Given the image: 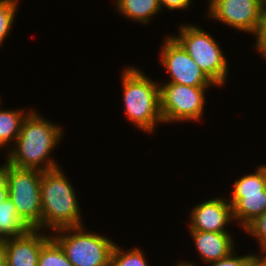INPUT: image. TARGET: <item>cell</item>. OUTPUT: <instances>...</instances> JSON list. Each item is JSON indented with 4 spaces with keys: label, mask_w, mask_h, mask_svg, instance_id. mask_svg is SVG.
<instances>
[{
    "label": "cell",
    "mask_w": 266,
    "mask_h": 266,
    "mask_svg": "<svg viewBox=\"0 0 266 266\" xmlns=\"http://www.w3.org/2000/svg\"><path fill=\"white\" fill-rule=\"evenodd\" d=\"M38 266H73L59 243L51 237L41 248Z\"/></svg>",
    "instance_id": "cell-17"
},
{
    "label": "cell",
    "mask_w": 266,
    "mask_h": 266,
    "mask_svg": "<svg viewBox=\"0 0 266 266\" xmlns=\"http://www.w3.org/2000/svg\"><path fill=\"white\" fill-rule=\"evenodd\" d=\"M71 184L60 167L42 172V232L47 228L55 231L83 226L78 199Z\"/></svg>",
    "instance_id": "cell-2"
},
{
    "label": "cell",
    "mask_w": 266,
    "mask_h": 266,
    "mask_svg": "<svg viewBox=\"0 0 266 266\" xmlns=\"http://www.w3.org/2000/svg\"><path fill=\"white\" fill-rule=\"evenodd\" d=\"M161 8L167 10H184L190 7L192 0H159Z\"/></svg>",
    "instance_id": "cell-23"
},
{
    "label": "cell",
    "mask_w": 266,
    "mask_h": 266,
    "mask_svg": "<svg viewBox=\"0 0 266 266\" xmlns=\"http://www.w3.org/2000/svg\"><path fill=\"white\" fill-rule=\"evenodd\" d=\"M29 112L30 110L25 113L24 109H0V148L8 145L10 149V142L14 140V143L19 136L22 122Z\"/></svg>",
    "instance_id": "cell-16"
},
{
    "label": "cell",
    "mask_w": 266,
    "mask_h": 266,
    "mask_svg": "<svg viewBox=\"0 0 266 266\" xmlns=\"http://www.w3.org/2000/svg\"><path fill=\"white\" fill-rule=\"evenodd\" d=\"M190 215L189 231L229 232L226 227L234 221L232 205L222 197L195 205Z\"/></svg>",
    "instance_id": "cell-11"
},
{
    "label": "cell",
    "mask_w": 266,
    "mask_h": 266,
    "mask_svg": "<svg viewBox=\"0 0 266 266\" xmlns=\"http://www.w3.org/2000/svg\"><path fill=\"white\" fill-rule=\"evenodd\" d=\"M200 258L206 264L216 262L234 251L235 241L229 232L190 231Z\"/></svg>",
    "instance_id": "cell-13"
},
{
    "label": "cell",
    "mask_w": 266,
    "mask_h": 266,
    "mask_svg": "<svg viewBox=\"0 0 266 266\" xmlns=\"http://www.w3.org/2000/svg\"><path fill=\"white\" fill-rule=\"evenodd\" d=\"M260 248V255L255 254L256 257L266 259V241L259 247Z\"/></svg>",
    "instance_id": "cell-27"
},
{
    "label": "cell",
    "mask_w": 266,
    "mask_h": 266,
    "mask_svg": "<svg viewBox=\"0 0 266 266\" xmlns=\"http://www.w3.org/2000/svg\"><path fill=\"white\" fill-rule=\"evenodd\" d=\"M178 31L179 35L172 37L217 87H223L227 82L228 63L216 39L192 24H181Z\"/></svg>",
    "instance_id": "cell-5"
},
{
    "label": "cell",
    "mask_w": 266,
    "mask_h": 266,
    "mask_svg": "<svg viewBox=\"0 0 266 266\" xmlns=\"http://www.w3.org/2000/svg\"><path fill=\"white\" fill-rule=\"evenodd\" d=\"M62 128L32 110L24 118L13 148L7 152L6 162L12 166L37 169L42 172L57 168L50 157L62 138Z\"/></svg>",
    "instance_id": "cell-1"
},
{
    "label": "cell",
    "mask_w": 266,
    "mask_h": 266,
    "mask_svg": "<svg viewBox=\"0 0 266 266\" xmlns=\"http://www.w3.org/2000/svg\"><path fill=\"white\" fill-rule=\"evenodd\" d=\"M9 198V187L5 177L0 173V204Z\"/></svg>",
    "instance_id": "cell-24"
},
{
    "label": "cell",
    "mask_w": 266,
    "mask_h": 266,
    "mask_svg": "<svg viewBox=\"0 0 266 266\" xmlns=\"http://www.w3.org/2000/svg\"><path fill=\"white\" fill-rule=\"evenodd\" d=\"M122 73L121 83L126 118L141 131L154 132L156 125L163 123L160 83L151 80L137 67L130 66Z\"/></svg>",
    "instance_id": "cell-3"
},
{
    "label": "cell",
    "mask_w": 266,
    "mask_h": 266,
    "mask_svg": "<svg viewBox=\"0 0 266 266\" xmlns=\"http://www.w3.org/2000/svg\"><path fill=\"white\" fill-rule=\"evenodd\" d=\"M118 246L117 243L114 244L108 266H149L143 250L135 247L124 251Z\"/></svg>",
    "instance_id": "cell-18"
},
{
    "label": "cell",
    "mask_w": 266,
    "mask_h": 266,
    "mask_svg": "<svg viewBox=\"0 0 266 266\" xmlns=\"http://www.w3.org/2000/svg\"><path fill=\"white\" fill-rule=\"evenodd\" d=\"M177 266H196V265H195V263L192 264L189 261L188 262L183 261L181 263H178Z\"/></svg>",
    "instance_id": "cell-28"
},
{
    "label": "cell",
    "mask_w": 266,
    "mask_h": 266,
    "mask_svg": "<svg viewBox=\"0 0 266 266\" xmlns=\"http://www.w3.org/2000/svg\"><path fill=\"white\" fill-rule=\"evenodd\" d=\"M246 266H266V259L254 256Z\"/></svg>",
    "instance_id": "cell-25"
},
{
    "label": "cell",
    "mask_w": 266,
    "mask_h": 266,
    "mask_svg": "<svg viewBox=\"0 0 266 266\" xmlns=\"http://www.w3.org/2000/svg\"><path fill=\"white\" fill-rule=\"evenodd\" d=\"M30 228L18 216L10 198L0 204V239L6 240L21 236Z\"/></svg>",
    "instance_id": "cell-15"
},
{
    "label": "cell",
    "mask_w": 266,
    "mask_h": 266,
    "mask_svg": "<svg viewBox=\"0 0 266 266\" xmlns=\"http://www.w3.org/2000/svg\"><path fill=\"white\" fill-rule=\"evenodd\" d=\"M254 35L257 37L256 44L254 43L255 49L266 58V5L260 15L258 29Z\"/></svg>",
    "instance_id": "cell-21"
},
{
    "label": "cell",
    "mask_w": 266,
    "mask_h": 266,
    "mask_svg": "<svg viewBox=\"0 0 266 266\" xmlns=\"http://www.w3.org/2000/svg\"><path fill=\"white\" fill-rule=\"evenodd\" d=\"M0 173L6 179L9 198L14 203L18 216L30 229L42 230V171L19 168L5 162Z\"/></svg>",
    "instance_id": "cell-4"
},
{
    "label": "cell",
    "mask_w": 266,
    "mask_h": 266,
    "mask_svg": "<svg viewBox=\"0 0 266 266\" xmlns=\"http://www.w3.org/2000/svg\"><path fill=\"white\" fill-rule=\"evenodd\" d=\"M19 2L18 0H0V47L12 30Z\"/></svg>",
    "instance_id": "cell-19"
},
{
    "label": "cell",
    "mask_w": 266,
    "mask_h": 266,
    "mask_svg": "<svg viewBox=\"0 0 266 266\" xmlns=\"http://www.w3.org/2000/svg\"><path fill=\"white\" fill-rule=\"evenodd\" d=\"M232 205L234 221L243 230L266 211V165H260L255 173L241 176L234 181L228 200Z\"/></svg>",
    "instance_id": "cell-7"
},
{
    "label": "cell",
    "mask_w": 266,
    "mask_h": 266,
    "mask_svg": "<svg viewBox=\"0 0 266 266\" xmlns=\"http://www.w3.org/2000/svg\"><path fill=\"white\" fill-rule=\"evenodd\" d=\"M208 18L227 26L255 34L266 0H209Z\"/></svg>",
    "instance_id": "cell-10"
},
{
    "label": "cell",
    "mask_w": 266,
    "mask_h": 266,
    "mask_svg": "<svg viewBox=\"0 0 266 266\" xmlns=\"http://www.w3.org/2000/svg\"><path fill=\"white\" fill-rule=\"evenodd\" d=\"M84 229L83 226L61 228L53 231L57 233L52 237L73 266H108L115 242Z\"/></svg>",
    "instance_id": "cell-6"
},
{
    "label": "cell",
    "mask_w": 266,
    "mask_h": 266,
    "mask_svg": "<svg viewBox=\"0 0 266 266\" xmlns=\"http://www.w3.org/2000/svg\"><path fill=\"white\" fill-rule=\"evenodd\" d=\"M209 87H193L175 83L160 84L163 123L197 121L202 118L205 93Z\"/></svg>",
    "instance_id": "cell-8"
},
{
    "label": "cell",
    "mask_w": 266,
    "mask_h": 266,
    "mask_svg": "<svg viewBox=\"0 0 266 266\" xmlns=\"http://www.w3.org/2000/svg\"><path fill=\"white\" fill-rule=\"evenodd\" d=\"M0 266H5V246L4 240L0 239Z\"/></svg>",
    "instance_id": "cell-26"
},
{
    "label": "cell",
    "mask_w": 266,
    "mask_h": 266,
    "mask_svg": "<svg viewBox=\"0 0 266 266\" xmlns=\"http://www.w3.org/2000/svg\"><path fill=\"white\" fill-rule=\"evenodd\" d=\"M41 231L29 229L21 236L4 240L5 266H38L41 248L52 237Z\"/></svg>",
    "instance_id": "cell-12"
},
{
    "label": "cell",
    "mask_w": 266,
    "mask_h": 266,
    "mask_svg": "<svg viewBox=\"0 0 266 266\" xmlns=\"http://www.w3.org/2000/svg\"><path fill=\"white\" fill-rule=\"evenodd\" d=\"M159 54L160 65L164 66L171 78L168 83L193 87L216 86L172 35L164 39Z\"/></svg>",
    "instance_id": "cell-9"
},
{
    "label": "cell",
    "mask_w": 266,
    "mask_h": 266,
    "mask_svg": "<svg viewBox=\"0 0 266 266\" xmlns=\"http://www.w3.org/2000/svg\"><path fill=\"white\" fill-rule=\"evenodd\" d=\"M255 256V254H247L237 256L235 250L231 252L225 258H222L216 262L210 263V266H246L247 263Z\"/></svg>",
    "instance_id": "cell-22"
},
{
    "label": "cell",
    "mask_w": 266,
    "mask_h": 266,
    "mask_svg": "<svg viewBox=\"0 0 266 266\" xmlns=\"http://www.w3.org/2000/svg\"><path fill=\"white\" fill-rule=\"evenodd\" d=\"M244 231L255 237L261 246L266 241V211L251 222Z\"/></svg>",
    "instance_id": "cell-20"
},
{
    "label": "cell",
    "mask_w": 266,
    "mask_h": 266,
    "mask_svg": "<svg viewBox=\"0 0 266 266\" xmlns=\"http://www.w3.org/2000/svg\"><path fill=\"white\" fill-rule=\"evenodd\" d=\"M115 8L125 18L148 24L161 8L159 0H115Z\"/></svg>",
    "instance_id": "cell-14"
}]
</instances>
